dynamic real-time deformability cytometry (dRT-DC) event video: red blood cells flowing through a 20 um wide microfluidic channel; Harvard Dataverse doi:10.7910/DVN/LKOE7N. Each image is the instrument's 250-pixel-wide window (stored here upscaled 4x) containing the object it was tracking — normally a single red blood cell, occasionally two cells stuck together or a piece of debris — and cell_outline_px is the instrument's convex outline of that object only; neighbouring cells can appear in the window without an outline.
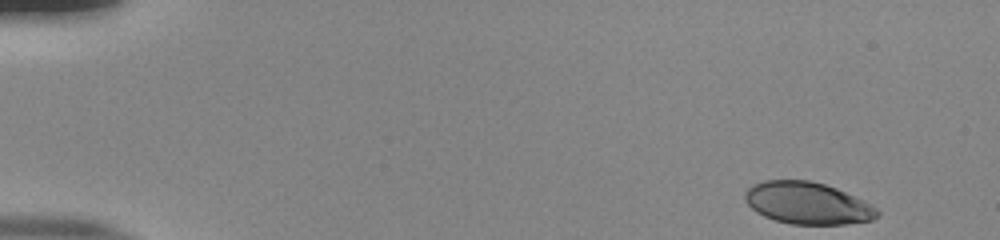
{"species": "human", "species_latin": "Homo sapiens", "temperature_condition": "room temperature", "stored_images_in_passage": 50, "camera_frame_rate_fps": 3000, "um_per_image_px": 0.085, "donor": {"sex": "male"}, "frame": {"image": 1, "passage_image": 1, "time_ms": 0.0, "image_size_px": [1000, 240], "cell_outline_px": [[880, 216], [872, 220], [844, 224], [792, 224], [776, 220], [764, 216], [756, 212], [744, 200], [744, 192], [752, 184], [764, 180], [808, 180], [824, 184], [836, 188], [864, 200], [872, 204], [880, 212]], "centroid_in_image_um": [68.64, 17.26], "position_along_channel_um": 16.4, "area_um2": 32.48}}
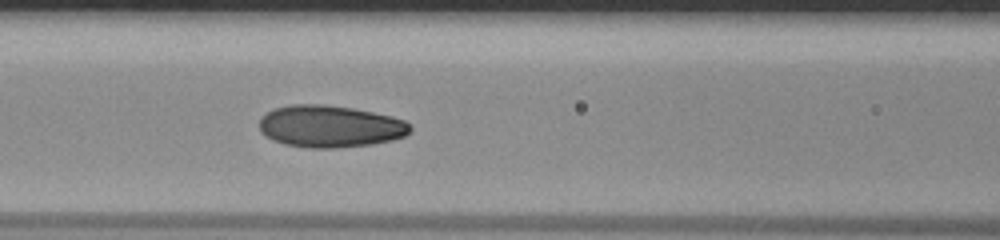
{"frame": {"image": 2, "passage_image": 21, "time_ms": 6.667, "image_size_px": [1000, 240], "cell_outline_px": [[412, 128], [404, 136], [392, 140], [372, 144], [336, 148], [308, 148], [284, 144], [272, 140], [264, 136], [260, 132], [260, 116], [272, 108], [288, 104], [324, 104], [352, 108], [392, 116], [404, 120]], "centroid_in_image_um": [27.99, 10.73], "position_along_channel_um": 138.6, "area_um2": 37.28}}
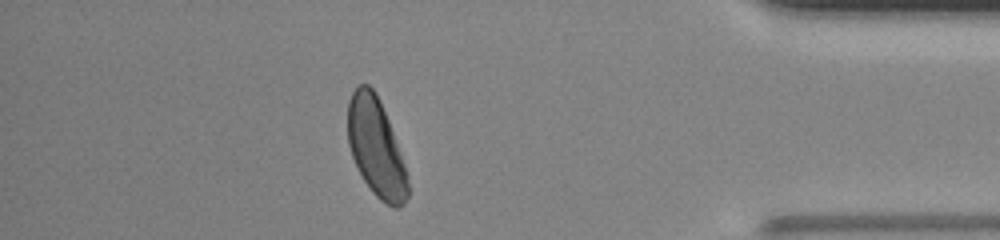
{"frame": {"image": 3, "passage_image": 44, "time_ms": 14.333, "image_size_px": [1000, 240], "cell_outline_px": [[408, 196], [404, 204], [400, 208], [392, 208], [380, 200], [372, 192], [364, 180], [352, 156], [348, 144], [348, 100], [356, 84], [368, 84], [376, 92], [380, 100], [388, 120], [404, 164], [408, 176]], "centroid_in_image_um": [31.96, 12.54], "position_along_channel_um": 403.2, "area_um2": 34.28}, "authors_computed_cell_mechanics": {"area_um2": 35.2002, "velocity_mm_per_s": 3.8883, "shape_relaxation_time_tau1_ms": 3.3684, "shape_relaxation_time_tau2_ms": 1.1022, "deformation_change_tau1": 0.1301, "deformation_change_tau2": 0.0572}}